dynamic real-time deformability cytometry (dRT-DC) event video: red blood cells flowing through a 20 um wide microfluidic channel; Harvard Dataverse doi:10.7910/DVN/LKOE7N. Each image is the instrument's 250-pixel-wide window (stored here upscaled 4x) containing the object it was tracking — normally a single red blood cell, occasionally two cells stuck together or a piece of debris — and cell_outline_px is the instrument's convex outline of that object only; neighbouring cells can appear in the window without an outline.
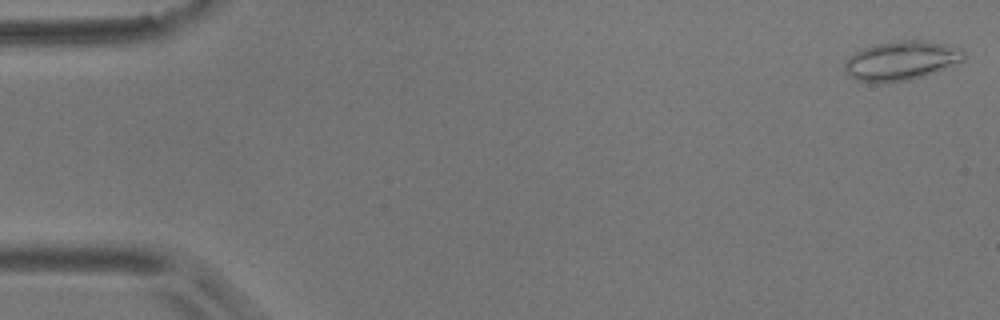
{"species": "common noctule bat (a hibernating species)", "species_latin": "Nyctalus noctula", "temperature_condition": "room temperature", "stored_images_in_passage": 11, "camera_frame_rate_fps": 3000, "um_per_image_px": 0.085, "animal": {"sex": "male", "body_mass_g": 17.9}, "frame": {"image": 1, "passage_image": 1, "time_ms": 0.0, "image_size_px": [1000, 320], "cell_outline_px": [[968, 52], [964, 60], [956, 64], [924, 76], [908, 80], [856, 80], [844, 68], [844, 64], [848, 56], [872, 44], [900, 40], [924, 40], [948, 44], [964, 48]], "centroid_in_image_um": [76.72, 5.09], "position_along_channel_um": 8.3, "area_um2": 26.99}}
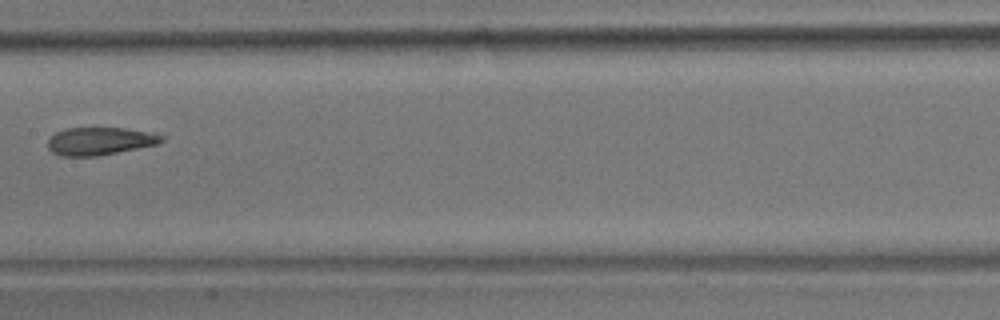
{"frame": {"image": 2, "passage_image": 8, "time_ms": 2.333, "image_size_px": [1000, 320], "cell_outline_px": [[164, 140], [160, 144], [96, 156], [60, 156], [52, 152], [48, 148], [48, 140], [56, 132], [64, 128], [124, 128], [164, 136]], "centroid_in_image_um": [8.46, 12.0], "position_along_channel_um": 198.9, "area_um2": 18.26}}
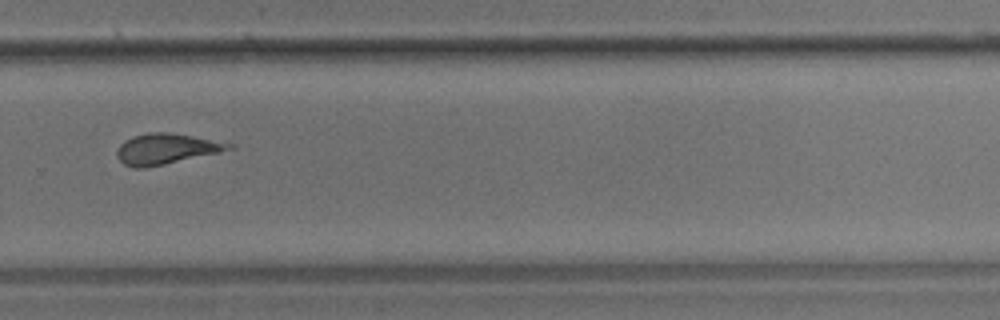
{"frame": {"image": 3, "passage_image": 11, "time_ms": 3.333, "image_size_px": [1000, 320], "cell_outline_px": [[236, 148], [220, 152], [164, 164], [144, 168], [132, 168], [124, 164], [116, 156], [116, 152], [120, 144], [124, 140], [132, 136], [148, 132], [168, 132], [236, 144]], "centroid_in_image_um": [14.1, 12.65], "position_along_channel_um": 315.7, "area_um2": 19.94}}